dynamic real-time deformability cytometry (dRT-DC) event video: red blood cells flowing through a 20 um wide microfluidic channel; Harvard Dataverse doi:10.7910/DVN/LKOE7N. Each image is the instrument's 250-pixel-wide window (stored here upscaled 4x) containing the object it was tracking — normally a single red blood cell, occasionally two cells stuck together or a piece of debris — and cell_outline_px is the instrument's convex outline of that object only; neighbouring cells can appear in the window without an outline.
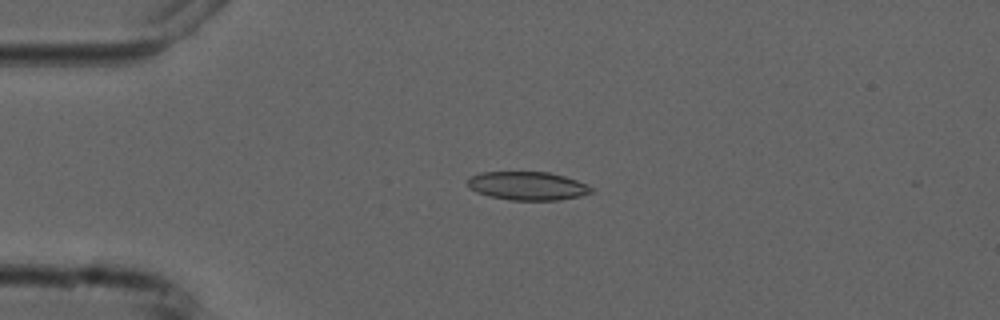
{"species": "common noctule bat (a hibernating species)", "species_latin": "Nyctalus noctula", "temperature_condition": "cold", "stored_images_in_passage": 5, "camera_frame_rate_fps": 3000, "um_per_image_px": 0.085, "animal": {"sex": "male", "forearm_length_mm": 52.5}, "frame": {"image": 1, "passage_image": 4, "time_ms": 3.667, "image_size_px": [1000, 320], "cell_outline_px": [[592, 192], [580, 196], [560, 200], [512, 200], [488, 196], [476, 192], [468, 188], [468, 176], [480, 172], [548, 172], [564, 176], [588, 184], [592, 188]], "centroid_in_image_um": [44.81, 15.8], "position_along_channel_um": 40.2, "area_um2": 20.63}}